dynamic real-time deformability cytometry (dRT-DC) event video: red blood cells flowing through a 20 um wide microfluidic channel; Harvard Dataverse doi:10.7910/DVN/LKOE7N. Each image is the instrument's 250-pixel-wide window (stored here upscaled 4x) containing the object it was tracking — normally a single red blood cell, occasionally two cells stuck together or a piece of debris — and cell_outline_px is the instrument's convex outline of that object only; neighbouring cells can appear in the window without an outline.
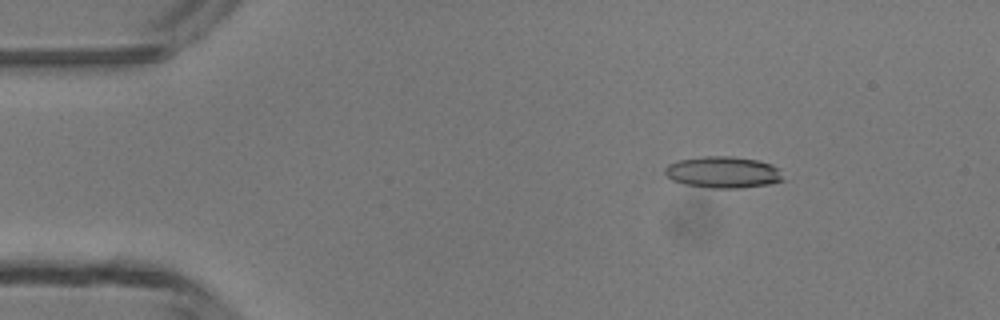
{"species": "common noctule bat (a hibernating species)", "species_latin": "Nyctalus noctula", "temperature_condition": "room temperature", "stored_images_in_passage": 3, "camera_frame_rate_fps": 3000, "um_per_image_px": 0.085, "animal": {"sex": "male", "body_mass_g": 13.3}, "frame": {"image": 1, "passage_image": 1, "time_ms": 0.0, "image_size_px": [1000, 320], "cell_outline_px": [[784, 180], [768, 184], [740, 188], [708, 188], [684, 184], [672, 180], [664, 172], [664, 168], [668, 164], [680, 160], [704, 156], [732, 156], [756, 160], [772, 164], [776, 168]], "centroid_in_image_um": [61.42, 14.64], "position_along_channel_um": 23.6, "area_um2": 21.56}}
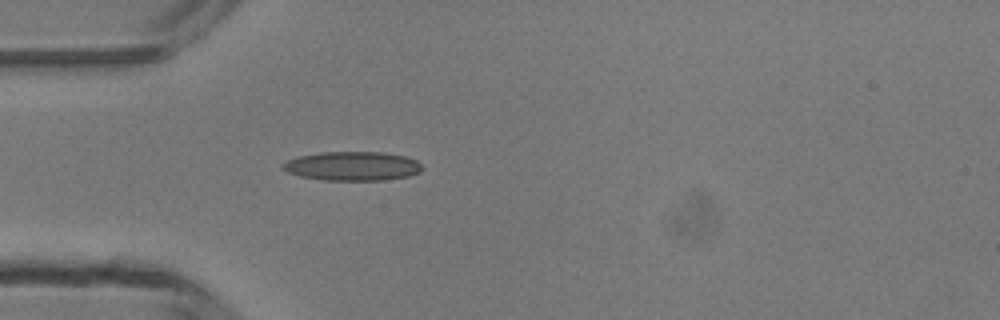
{"frame": {"image": 2, "passage_image": 3, "time_ms": 2.333, "image_size_px": [1000, 320], "cell_outline_px": [[424, 168], [420, 172], [408, 176], [384, 180], [324, 180], [300, 176], [288, 172], [280, 168], [280, 164], [288, 160], [300, 156], [320, 152], [384, 152], [404, 156], [416, 160]], "centroid_in_image_um": [29.95, 14.11], "position_along_channel_um": 55.1, "area_um2": 23.64}}